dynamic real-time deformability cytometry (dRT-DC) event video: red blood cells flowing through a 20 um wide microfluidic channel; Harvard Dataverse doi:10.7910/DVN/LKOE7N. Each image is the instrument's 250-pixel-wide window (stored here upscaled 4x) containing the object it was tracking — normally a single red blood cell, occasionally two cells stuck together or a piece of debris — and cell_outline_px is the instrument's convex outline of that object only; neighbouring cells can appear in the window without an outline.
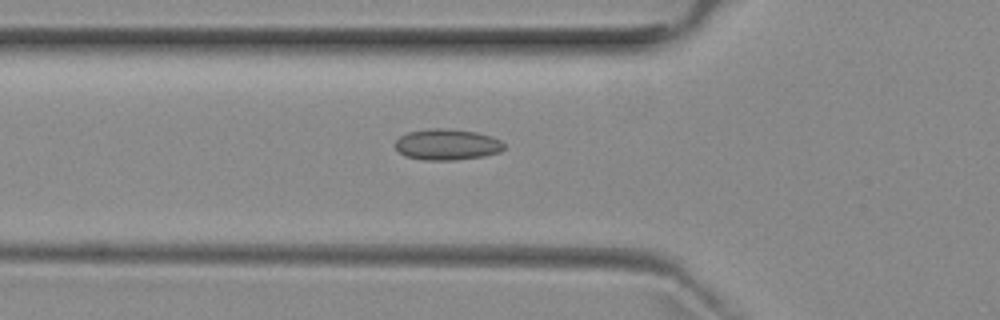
{"species": "common noctule bat (a hibernating species)", "species_latin": "Nyctalus noctula", "temperature_condition": "room temperature", "stored_images_in_passage": 4, "camera_frame_rate_fps": 3000, "um_per_image_px": 0.085, "animal": {"sex": "female", "body_mass_g": 29.2, "forearm_length_mm": 56.3}, "frame": {"image": 1, "passage_image": 4, "time_ms": 4.333, "image_size_px": [1000, 320], "cell_outline_px": [[504, 148], [500, 152], [484, 156], [456, 160], [424, 160], [404, 156], [396, 148], [396, 140], [400, 136], [408, 132], [432, 128], [448, 128], [476, 132], [492, 136], [500, 140], [504, 144]], "centroid_in_image_um": [38.01, 12.28], "position_along_channel_um": 87.8, "area_um2": 19.77}}